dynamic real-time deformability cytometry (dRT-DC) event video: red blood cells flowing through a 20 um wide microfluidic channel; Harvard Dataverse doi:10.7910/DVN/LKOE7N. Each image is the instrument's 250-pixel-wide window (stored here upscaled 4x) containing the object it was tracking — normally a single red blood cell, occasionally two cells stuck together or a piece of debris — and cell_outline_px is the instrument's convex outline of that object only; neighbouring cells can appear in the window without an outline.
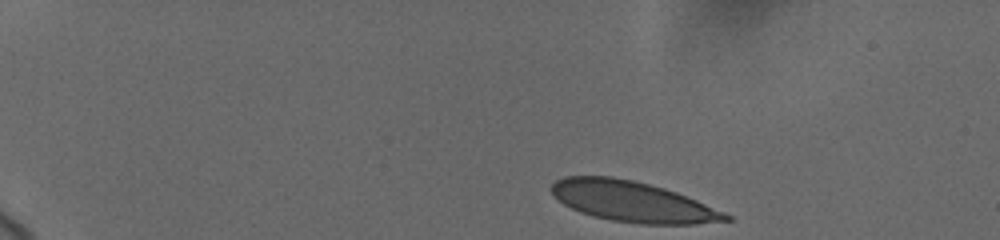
{"species": "human", "species_latin": "Homo sapiens", "temperature_condition": "cold", "stored_images_in_passage": 5, "camera_frame_rate_fps": 3000, "um_per_image_px": 0.085, "donor": {"sex": "female"}, "frame": {"image": 1, "passage_image": 1, "time_ms": 0.0, "image_size_px": [1000, 240], "cell_outline_px": [[732, 220], [696, 224], [640, 224], [612, 220], [592, 216], [580, 212], [564, 204], [552, 196], [548, 188], [556, 180], [564, 176], [612, 176], [632, 180], [664, 188], [676, 192], [696, 200], [724, 212], [732, 216]], "centroid_in_image_um": [53.72, 17.13], "position_along_channel_um": 31.3, "area_um2": 41.21}}
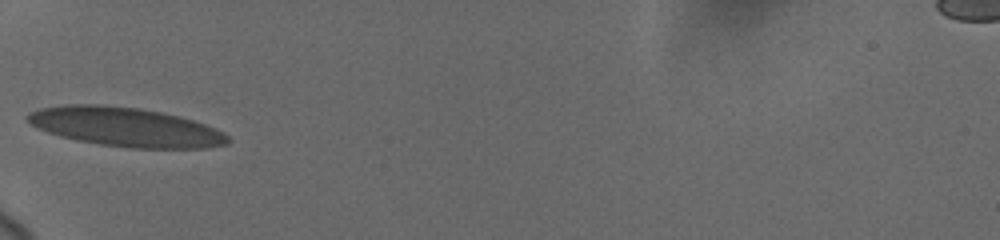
{"frame": {"image": 2, "passage_image": 5, "time_ms": 4.0, "image_size_px": [1000, 240], "cell_outline_px": [[228, 144], [208, 148], [132, 148], [100, 144], [76, 140], [60, 136], [36, 128], [24, 120], [24, 116], [28, 112], [40, 108], [64, 104], [104, 104], [140, 108], [160, 112], [192, 120], [216, 128], [224, 132], [228, 136]], "centroid_in_image_um": [10.61, 10.78], "position_along_channel_um": 74.4, "area_um2": 45.89}}